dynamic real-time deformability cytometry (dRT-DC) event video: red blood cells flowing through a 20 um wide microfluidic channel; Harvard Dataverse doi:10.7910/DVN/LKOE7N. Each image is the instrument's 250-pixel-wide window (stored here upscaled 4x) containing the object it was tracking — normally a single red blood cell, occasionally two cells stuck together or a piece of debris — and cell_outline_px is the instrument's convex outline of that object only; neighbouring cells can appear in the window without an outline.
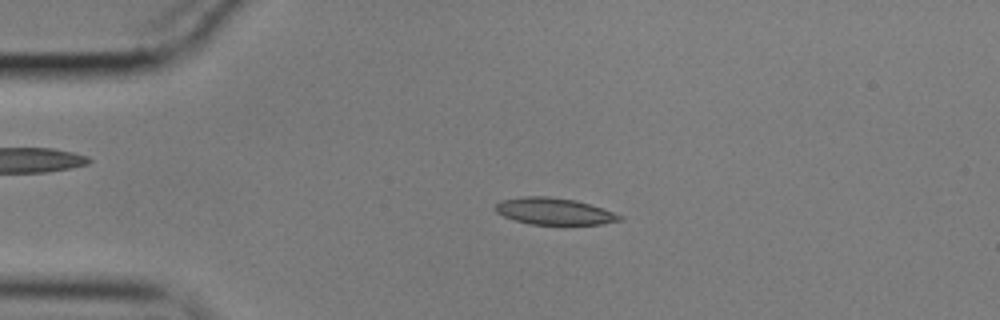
{"species": "common noctule bat (a hibernating species)", "species_latin": "Nyctalus noctula", "temperature_condition": "cold", "stored_images_in_passage": 56, "camera_frame_rate_fps": 3000, "um_per_image_px": 0.085, "animal": {"sex": "male", "body_mass_g": 17.9}, "frame": {"image": 1, "passage_image": 12, "time_ms": 3.667, "image_size_px": [1000, 320], "cell_outline_px": [[624, 216], [620, 220], [600, 224], [528, 224], [504, 216], [496, 212], [492, 208], [500, 200], [524, 196], [548, 196], [576, 200]], "centroid_in_image_um": [47.03, 17.95], "position_along_channel_um": 38.0, "area_um2": 19.19}}
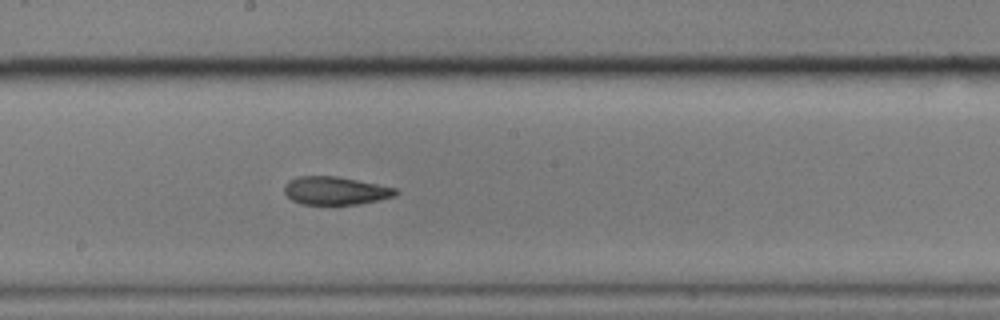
{"frame": {"image": 2, "passage_image": 30, "time_ms": 9.667, "image_size_px": [1000, 320], "cell_outline_px": [[400, 192], [396, 196], [380, 200], [360, 204], [300, 204], [292, 200], [284, 192], [284, 184], [288, 180], [296, 176], [336, 176], [396, 188]], "centroid_in_image_um": [28.5, 16.21], "position_along_channel_um": 219.7, "area_um2": 18.32}}
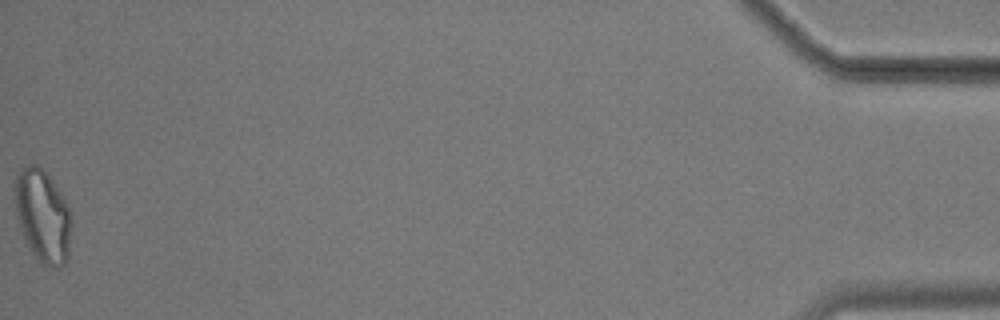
{"frame": {"image": 3, "passage_image": 56, "time_ms": 18.333, "image_size_px": [1000, 320], "cell_outline_px": [[72, 220], [68, 256], [64, 264], [44, 264], [28, 248], [20, 228], [16, 212], [16, 176], [20, 168], [28, 164], [36, 164], [48, 176], [60, 192], [68, 204], [72, 212]], "centroid_in_image_um": [3.65, 18.32], "position_along_channel_um": 431.5, "area_um2": 30.06}, "authors_computed_cell_mechanics": {"area_um2": 19.3052, "velocity_mm_per_s": 3.5567, "shape_relaxation_time_tau1_ms": 6.1008, "shape_relaxation_time_tau2_ms": 3.1999, "deformation_change_tau1": 0.1797, "deformation_change_tau2": 0.1165}}